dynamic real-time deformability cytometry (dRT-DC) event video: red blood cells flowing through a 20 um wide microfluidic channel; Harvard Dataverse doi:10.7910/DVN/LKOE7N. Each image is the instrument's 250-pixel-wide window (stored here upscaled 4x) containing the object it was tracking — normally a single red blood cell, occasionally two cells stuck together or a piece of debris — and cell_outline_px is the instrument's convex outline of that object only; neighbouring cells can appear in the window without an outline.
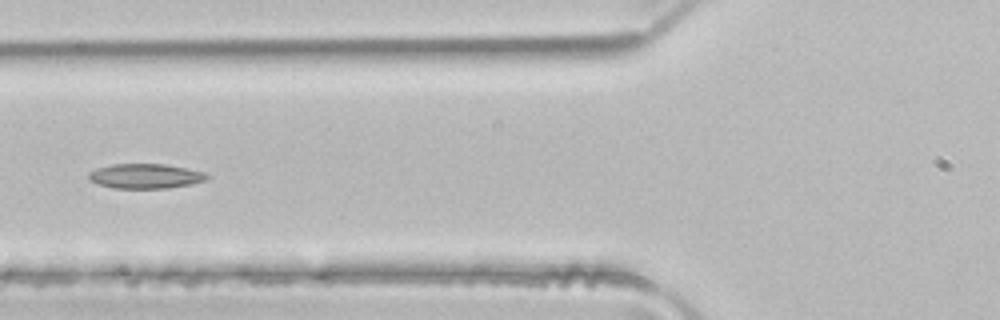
{"species": "common noctule bat (a hibernating species)", "species_latin": "Nyctalus noctula", "temperature_condition": "room temperature", "stored_images_in_passage": 4, "camera_frame_rate_fps": 3000, "um_per_image_px": 0.085, "animal": {"sex": "male", "body_mass_g": 21.5, "forearm_length_mm": 52.0}, "frame": {"image": 1, "passage_image": 3, "time_ms": 0.667, "image_size_px": [1000, 320], "cell_outline_px": [[212, 176], [208, 180], [192, 184], [168, 188], [112, 188], [88, 180], [88, 172], [96, 168], [112, 164], [164, 164], [204, 172]], "centroid_in_image_um": [12.37, 14.97], "position_along_channel_um": 113.4, "area_um2": 17.17}}
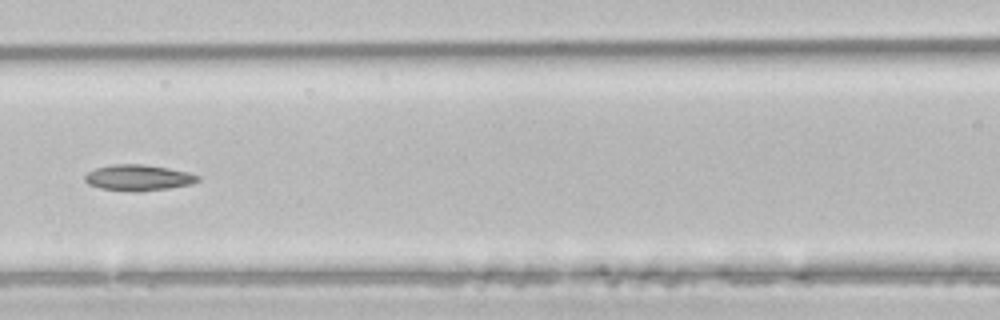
{"frame": {"image": 2, "passage_image": 4, "time_ms": 1.0, "image_size_px": [1000, 320], "cell_outline_px": [[200, 180], [192, 184], [168, 188], [100, 188], [88, 184], [84, 180], [84, 176], [88, 172], [96, 168], [112, 164], [140, 164], [168, 168], [188, 172], [200, 176]], "centroid_in_image_um": [11.77, 15.04], "position_along_channel_um": 154.8, "area_um2": 16.07}}